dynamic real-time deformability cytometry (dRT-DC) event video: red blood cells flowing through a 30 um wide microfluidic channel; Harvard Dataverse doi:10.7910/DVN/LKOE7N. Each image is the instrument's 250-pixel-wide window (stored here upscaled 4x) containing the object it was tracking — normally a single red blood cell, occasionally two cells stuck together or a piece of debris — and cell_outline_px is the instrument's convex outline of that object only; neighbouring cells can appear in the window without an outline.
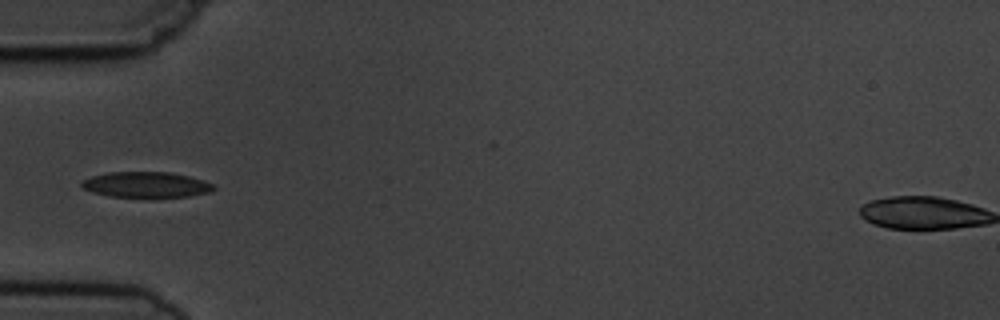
{"species": "common noctule bat (a hibernating species)", "species_latin": "Nyctalus noctula", "temperature_condition": "cold", "stored_images_in_passage": 5, "camera_frame_rate_fps": 3000, "um_per_image_px": 0.085, "animal": {"sex": "male", "body_mass_g": 19.5, "forearm_length_mm": 54.6}, "frame": {"image": 1, "passage_image": 4, "time_ms": 4.667, "image_size_px": [1000, 320], "cell_outline_px": [[216, 188], [208, 192], [188, 196], [148, 200], [108, 196], [92, 192], [80, 188], [80, 180], [92, 176], [108, 172], [168, 172], [188, 176], [204, 180], [216, 184]], "centroid_in_image_um": [12.39, 15.74], "position_along_channel_um": 72.6, "area_um2": 20.75}}
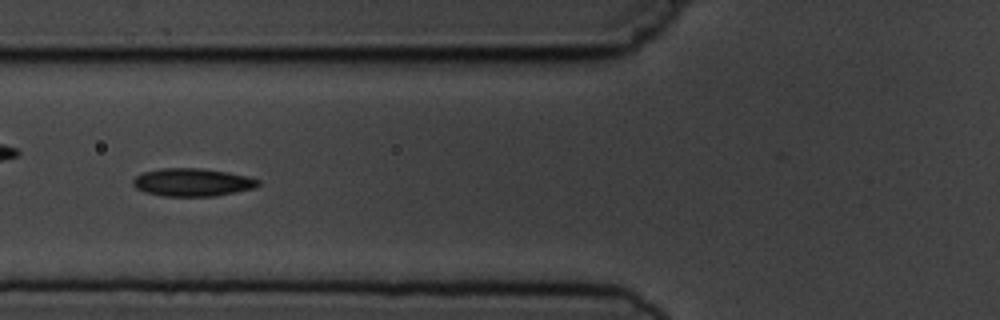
{"frame": {"image": 2, "passage_image": 5, "time_ms": 5.667, "image_size_px": [1000, 320], "cell_outline_px": [[260, 184], [256, 188], [216, 196], [164, 196], [144, 192], [136, 188], [132, 184], [132, 180], [136, 176], [144, 172], [160, 168], [200, 168], [228, 172], [248, 176], [260, 180]], "centroid_in_image_um": [16.37, 15.49], "position_along_channel_um": 109.4, "area_um2": 20.52}}